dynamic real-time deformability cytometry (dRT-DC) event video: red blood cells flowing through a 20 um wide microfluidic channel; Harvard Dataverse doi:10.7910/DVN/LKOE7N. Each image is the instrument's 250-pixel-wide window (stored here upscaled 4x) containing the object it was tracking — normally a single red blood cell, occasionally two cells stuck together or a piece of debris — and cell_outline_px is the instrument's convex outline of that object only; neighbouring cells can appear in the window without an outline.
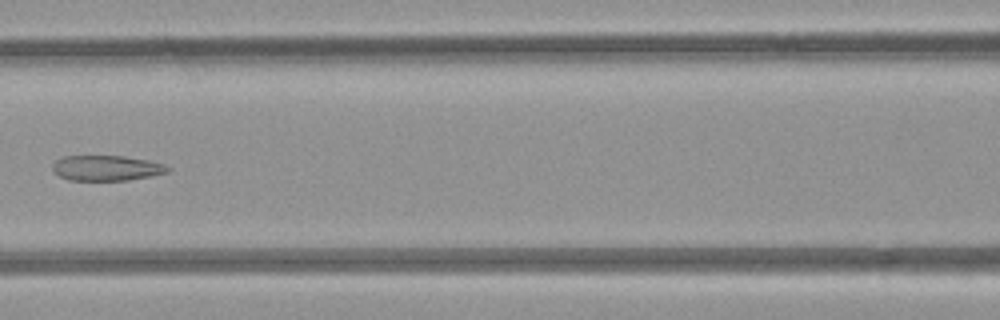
{"species": "common noctule bat (a hibernating species)", "species_latin": "Nyctalus noctula", "temperature_condition": "room temperature", "stored_images_in_passage": 6, "camera_frame_rate_fps": 3000, "um_per_image_px": 0.085, "animal": {"sex": "female", "body_mass_g": 21.9}, "frame": {"image": 1, "passage_image": 6, "time_ms": 5.333, "image_size_px": [1000, 320], "cell_outline_px": [[172, 168], [168, 172], [152, 176], [128, 180], [68, 180], [52, 172], [52, 164], [56, 160], [64, 156], [124, 156], [148, 160], [164, 164]], "centroid_in_image_um": [9.05, 14.28], "position_along_channel_um": 157.5, "area_um2": 17.11}}